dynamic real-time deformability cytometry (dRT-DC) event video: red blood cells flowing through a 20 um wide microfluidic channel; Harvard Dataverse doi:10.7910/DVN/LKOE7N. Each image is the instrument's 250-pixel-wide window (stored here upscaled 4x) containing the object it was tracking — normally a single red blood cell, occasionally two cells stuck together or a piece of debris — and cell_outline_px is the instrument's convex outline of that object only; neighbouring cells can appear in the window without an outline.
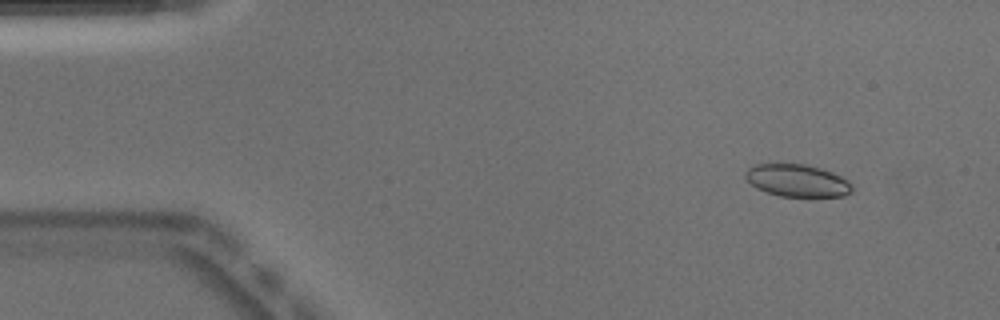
{"species": "Egyptian fruit bat (a non-hibernating species)", "species_latin": "Rousettus aegyptiacus", "temperature_condition": "warm", "stored_images_in_passage": 48, "camera_frame_rate_fps": 3000, "um_per_image_px": 0.085, "animal": {"sex": "male"}, "frame": {"image": 1, "passage_image": 2, "time_ms": 0.333, "image_size_px": [1000, 320], "cell_outline_px": [[852, 192], [844, 196], [780, 196], [756, 188], [744, 176], [744, 172], [748, 168], [756, 164], [804, 164], [820, 168], [832, 172], [848, 180], [852, 184]], "centroid_in_image_um": [67.77, 15.34], "position_along_channel_um": 17.2, "area_um2": 20.0}}
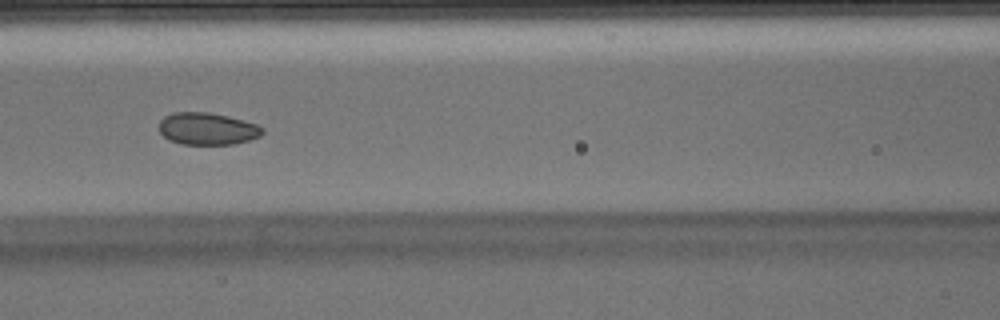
{"frame": {"image": 2, "passage_image": 19, "time_ms": 6.0, "image_size_px": [1000, 320], "cell_outline_px": [[264, 132], [260, 136], [248, 140], [232, 144], [180, 144], [168, 140], [160, 132], [160, 120], [164, 116], [172, 112], [208, 112], [228, 116], [244, 120], [256, 124], [264, 128]], "centroid_in_image_um": [17.61, 10.94], "position_along_channel_um": 149.0, "area_um2": 19.42}}
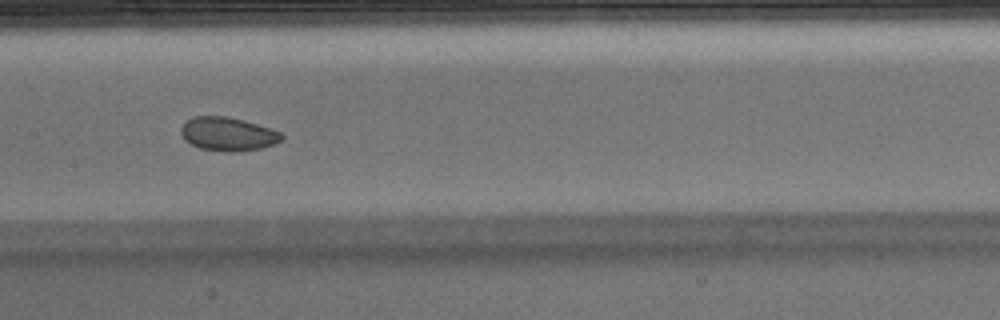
{"frame": {"image": 3, "passage_image": 22, "time_ms": 7.0, "image_size_px": [1000, 320], "cell_outline_px": [[284, 136], [280, 140], [272, 144], [260, 148], [232, 152], [228, 152], [200, 148], [184, 140], [180, 132], [180, 128], [192, 116], [224, 116], [244, 120], [272, 128], [280, 132]], "centroid_in_image_um": [19.35, 11.38], "position_along_channel_um": 188.0, "area_um2": 19.59}, "authors_computed_cell_mechanics": {"area_um2": 20.6057, "velocity_mm_per_s": 3.9102, "shape_relaxation_time_tau1_ms": 6.8215, "shape_relaxation_time_tau2_ms": 1.4592, "deformation_change_tau1": 0.0771, "deformation_change_tau2": 0.0591}}